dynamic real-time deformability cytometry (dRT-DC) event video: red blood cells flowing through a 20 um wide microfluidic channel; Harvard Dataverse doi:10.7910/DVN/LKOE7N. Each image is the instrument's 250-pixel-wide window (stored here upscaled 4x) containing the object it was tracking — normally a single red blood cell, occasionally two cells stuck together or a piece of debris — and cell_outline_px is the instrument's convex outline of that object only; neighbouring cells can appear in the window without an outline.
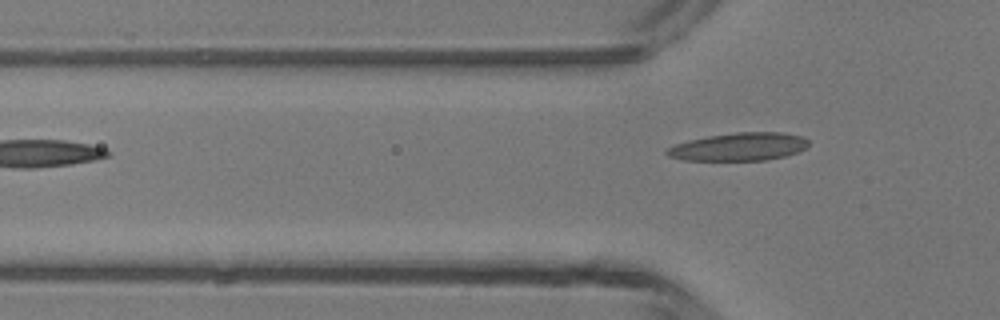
{"species": "common noctule bat (a hibernating species)", "species_latin": "Nyctalus noctula", "temperature_condition": "room temperature", "stored_images_in_passage": 2, "camera_frame_rate_fps": 3000, "um_per_image_px": 0.085, "animal": {"sex": "male", "body_mass_g": 13.3}, "frame": {"image": 1, "passage_image": 2, "time_ms": 1.0, "image_size_px": [1000, 320], "cell_outline_px": [[808, 144], [800, 152], [784, 156], [764, 160], [684, 160], [668, 156], [664, 152], [664, 148], [688, 140], [708, 136], [736, 132], [780, 132], [804, 136], [808, 140]], "centroid_in_image_um": [62.79, 12.47], "position_along_channel_um": 63.0, "area_um2": 23.18}}